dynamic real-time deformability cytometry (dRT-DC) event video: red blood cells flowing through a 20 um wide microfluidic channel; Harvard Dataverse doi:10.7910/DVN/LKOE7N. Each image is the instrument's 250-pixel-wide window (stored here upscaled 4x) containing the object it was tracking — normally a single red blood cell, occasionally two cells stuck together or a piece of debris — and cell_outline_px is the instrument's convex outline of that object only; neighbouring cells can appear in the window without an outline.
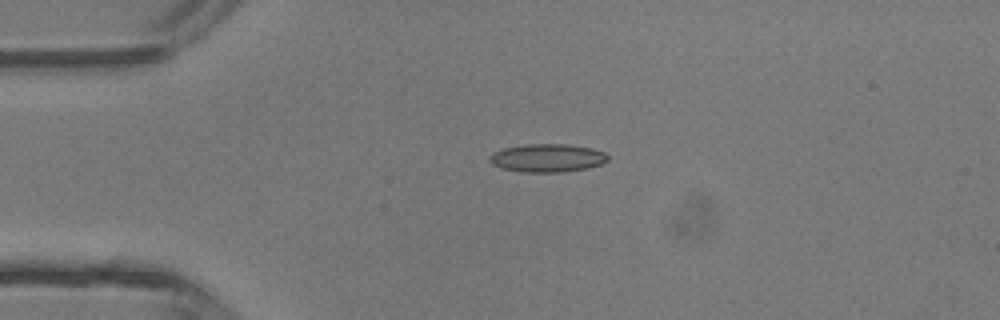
{"species": "common noctule bat (a hibernating species)", "species_latin": "Nyctalus noctula", "temperature_condition": "room temperature", "stored_images_in_passage": 36, "camera_frame_rate_fps": 3000, "um_per_image_px": 0.085, "animal": {"sex": "male", "body_mass_g": 13.3}, "frame": {"image": 1, "passage_image": 1, "time_ms": 0.0, "image_size_px": [1000, 320], "cell_outline_px": [[608, 160], [600, 164], [588, 168], [564, 172], [520, 172], [500, 168], [492, 164], [488, 160], [488, 156], [492, 152], [504, 148], [524, 144], [568, 144], [592, 148], [604, 152], [608, 156]], "centroid_in_image_um": [46.48, 13.43], "position_along_channel_um": 38.5, "area_um2": 19.65}}
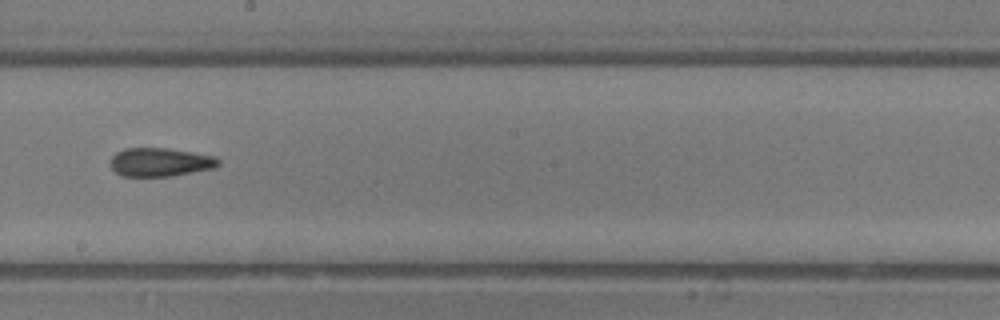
{"frame": {"image": 2, "passage_image": 16, "time_ms": 5.0, "image_size_px": [1000, 320], "cell_outline_px": [[220, 164], [216, 168], [172, 176], [120, 176], [112, 168], [112, 156], [116, 152], [124, 148], [168, 148], [216, 156], [220, 160]], "centroid_in_image_um": [13.66, 13.78], "position_along_channel_um": 234.5, "area_um2": 18.09}}
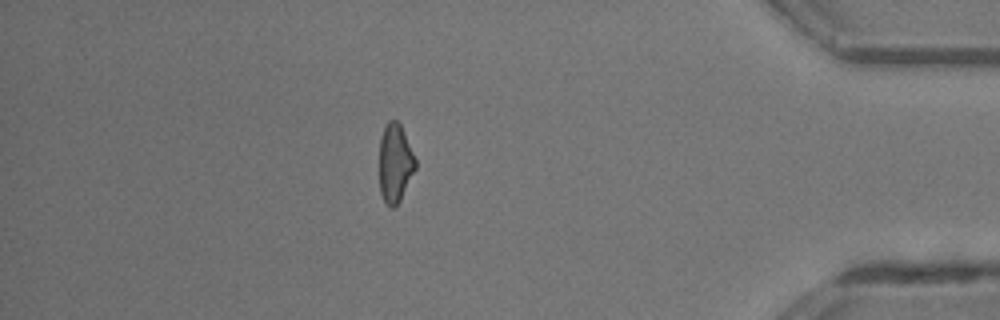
{"frame": {"image": 3, "passage_image": 30, "time_ms": 9.667, "image_size_px": [1000, 320], "cell_outline_px": [[416, 168], [400, 200], [392, 208], [384, 200], [380, 192], [380, 136], [388, 120], [396, 120], [400, 124], [416, 160]], "centroid_in_image_um": [33.58, 13.85], "position_along_channel_um": 401.6, "area_um2": 16.24}, "authors_computed_cell_mechanics": {"area_um2": 17.8891, "velocity_mm_per_s": 4.5223, "shape_relaxation_time_tau1_ms": 5.8729, "shape_relaxation_time_tau2_ms": 1.876, "deformation_change_tau1": 0.1427, "deformation_change_tau2": 0.1132}}